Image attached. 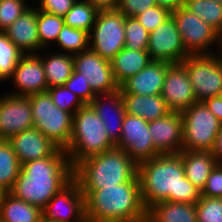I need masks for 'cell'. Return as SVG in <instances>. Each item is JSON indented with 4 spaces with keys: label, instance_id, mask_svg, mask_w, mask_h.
Returning <instances> with one entry per match:
<instances>
[{
    "label": "cell",
    "instance_id": "8d00e7d4",
    "mask_svg": "<svg viewBox=\"0 0 222 222\" xmlns=\"http://www.w3.org/2000/svg\"><path fill=\"white\" fill-rule=\"evenodd\" d=\"M196 211L198 222H222V198L201 196Z\"/></svg>",
    "mask_w": 222,
    "mask_h": 222
},
{
    "label": "cell",
    "instance_id": "f35d334b",
    "mask_svg": "<svg viewBox=\"0 0 222 222\" xmlns=\"http://www.w3.org/2000/svg\"><path fill=\"white\" fill-rule=\"evenodd\" d=\"M171 15L172 12L169 9L155 5L145 12L139 13L135 18L150 33L169 19Z\"/></svg>",
    "mask_w": 222,
    "mask_h": 222
},
{
    "label": "cell",
    "instance_id": "f546056e",
    "mask_svg": "<svg viewBox=\"0 0 222 222\" xmlns=\"http://www.w3.org/2000/svg\"><path fill=\"white\" fill-rule=\"evenodd\" d=\"M184 7L200 17L219 34L222 32V3L212 0H186Z\"/></svg>",
    "mask_w": 222,
    "mask_h": 222
},
{
    "label": "cell",
    "instance_id": "c3c4849f",
    "mask_svg": "<svg viewBox=\"0 0 222 222\" xmlns=\"http://www.w3.org/2000/svg\"><path fill=\"white\" fill-rule=\"evenodd\" d=\"M219 44H221V49H222V32L220 33V40H219ZM222 53V52H221Z\"/></svg>",
    "mask_w": 222,
    "mask_h": 222
},
{
    "label": "cell",
    "instance_id": "bcb514c9",
    "mask_svg": "<svg viewBox=\"0 0 222 222\" xmlns=\"http://www.w3.org/2000/svg\"><path fill=\"white\" fill-rule=\"evenodd\" d=\"M212 154L216 157L217 163L222 164V126L215 137Z\"/></svg>",
    "mask_w": 222,
    "mask_h": 222
},
{
    "label": "cell",
    "instance_id": "8fae6325",
    "mask_svg": "<svg viewBox=\"0 0 222 222\" xmlns=\"http://www.w3.org/2000/svg\"><path fill=\"white\" fill-rule=\"evenodd\" d=\"M74 71L82 74L95 95H106L119 90L111 62L103 59L92 49L73 55Z\"/></svg>",
    "mask_w": 222,
    "mask_h": 222
},
{
    "label": "cell",
    "instance_id": "7a4b0ae2",
    "mask_svg": "<svg viewBox=\"0 0 222 222\" xmlns=\"http://www.w3.org/2000/svg\"><path fill=\"white\" fill-rule=\"evenodd\" d=\"M73 172L69 156L62 150L57 156L22 164L9 193L43 209L73 179Z\"/></svg>",
    "mask_w": 222,
    "mask_h": 222
},
{
    "label": "cell",
    "instance_id": "d6a6232c",
    "mask_svg": "<svg viewBox=\"0 0 222 222\" xmlns=\"http://www.w3.org/2000/svg\"><path fill=\"white\" fill-rule=\"evenodd\" d=\"M64 18L37 9V31L40 45L45 48L49 41H57L64 26Z\"/></svg>",
    "mask_w": 222,
    "mask_h": 222
},
{
    "label": "cell",
    "instance_id": "f5cc1de1",
    "mask_svg": "<svg viewBox=\"0 0 222 222\" xmlns=\"http://www.w3.org/2000/svg\"><path fill=\"white\" fill-rule=\"evenodd\" d=\"M2 194H3V192L0 190V199H1Z\"/></svg>",
    "mask_w": 222,
    "mask_h": 222
},
{
    "label": "cell",
    "instance_id": "681fc988",
    "mask_svg": "<svg viewBox=\"0 0 222 222\" xmlns=\"http://www.w3.org/2000/svg\"><path fill=\"white\" fill-rule=\"evenodd\" d=\"M40 222H54V221H48L47 219H45V218H41V220H40Z\"/></svg>",
    "mask_w": 222,
    "mask_h": 222
},
{
    "label": "cell",
    "instance_id": "3957f363",
    "mask_svg": "<svg viewBox=\"0 0 222 222\" xmlns=\"http://www.w3.org/2000/svg\"><path fill=\"white\" fill-rule=\"evenodd\" d=\"M85 196L86 222H146L140 182L115 187L81 189Z\"/></svg>",
    "mask_w": 222,
    "mask_h": 222
},
{
    "label": "cell",
    "instance_id": "ffe728a7",
    "mask_svg": "<svg viewBox=\"0 0 222 222\" xmlns=\"http://www.w3.org/2000/svg\"><path fill=\"white\" fill-rule=\"evenodd\" d=\"M170 63L151 61L144 69L128 77L119 85L121 93L142 96L161 94Z\"/></svg>",
    "mask_w": 222,
    "mask_h": 222
},
{
    "label": "cell",
    "instance_id": "ee69618b",
    "mask_svg": "<svg viewBox=\"0 0 222 222\" xmlns=\"http://www.w3.org/2000/svg\"><path fill=\"white\" fill-rule=\"evenodd\" d=\"M203 103L222 124V95L210 97L204 100Z\"/></svg>",
    "mask_w": 222,
    "mask_h": 222
},
{
    "label": "cell",
    "instance_id": "277c9868",
    "mask_svg": "<svg viewBox=\"0 0 222 222\" xmlns=\"http://www.w3.org/2000/svg\"><path fill=\"white\" fill-rule=\"evenodd\" d=\"M138 164L125 150L114 148L80 161L73 178L80 189H102L126 182H140Z\"/></svg>",
    "mask_w": 222,
    "mask_h": 222
},
{
    "label": "cell",
    "instance_id": "4316f807",
    "mask_svg": "<svg viewBox=\"0 0 222 222\" xmlns=\"http://www.w3.org/2000/svg\"><path fill=\"white\" fill-rule=\"evenodd\" d=\"M42 209L3 192L0 199V218L7 222H40Z\"/></svg>",
    "mask_w": 222,
    "mask_h": 222
},
{
    "label": "cell",
    "instance_id": "52a82bcc",
    "mask_svg": "<svg viewBox=\"0 0 222 222\" xmlns=\"http://www.w3.org/2000/svg\"><path fill=\"white\" fill-rule=\"evenodd\" d=\"M184 151H212L222 124L203 102L181 112Z\"/></svg>",
    "mask_w": 222,
    "mask_h": 222
},
{
    "label": "cell",
    "instance_id": "4fadbf2b",
    "mask_svg": "<svg viewBox=\"0 0 222 222\" xmlns=\"http://www.w3.org/2000/svg\"><path fill=\"white\" fill-rule=\"evenodd\" d=\"M147 51L152 61L170 64L181 63L190 55L183 45L172 16L149 33Z\"/></svg>",
    "mask_w": 222,
    "mask_h": 222
},
{
    "label": "cell",
    "instance_id": "836d02e7",
    "mask_svg": "<svg viewBox=\"0 0 222 222\" xmlns=\"http://www.w3.org/2000/svg\"><path fill=\"white\" fill-rule=\"evenodd\" d=\"M89 33L72 28L68 25L63 26L61 32L57 37V44L70 53L77 54L82 51L88 50L90 46V37ZM88 46V47H87Z\"/></svg>",
    "mask_w": 222,
    "mask_h": 222
},
{
    "label": "cell",
    "instance_id": "74e56055",
    "mask_svg": "<svg viewBox=\"0 0 222 222\" xmlns=\"http://www.w3.org/2000/svg\"><path fill=\"white\" fill-rule=\"evenodd\" d=\"M25 0H0V31L4 32L20 15L30 7Z\"/></svg>",
    "mask_w": 222,
    "mask_h": 222
},
{
    "label": "cell",
    "instance_id": "7402d4cb",
    "mask_svg": "<svg viewBox=\"0 0 222 222\" xmlns=\"http://www.w3.org/2000/svg\"><path fill=\"white\" fill-rule=\"evenodd\" d=\"M101 97H103L104 99L107 98L108 102L110 101L109 104L111 103L110 105L112 106L109 107H111L114 111V112L112 111L113 112L112 114H114L113 120L116 119V125H115L116 127L113 125L115 121L112 122V119L109 117V114L107 113L109 109L106 110V107L108 105L103 103L104 102L102 101L103 99L100 100ZM90 105L93 107V109L97 112V115L102 120V123L105 127L108 137L116 145L120 140L124 115L126 114L124 101L120 90H117L110 94L100 95V97L99 95H96L93 98ZM105 105L107 106L105 107Z\"/></svg>",
    "mask_w": 222,
    "mask_h": 222
},
{
    "label": "cell",
    "instance_id": "7c38bea8",
    "mask_svg": "<svg viewBox=\"0 0 222 222\" xmlns=\"http://www.w3.org/2000/svg\"><path fill=\"white\" fill-rule=\"evenodd\" d=\"M151 137L149 122L141 117L125 114L120 140L116 144V148L125 150L139 164L160 154L155 149Z\"/></svg>",
    "mask_w": 222,
    "mask_h": 222
},
{
    "label": "cell",
    "instance_id": "83f0119b",
    "mask_svg": "<svg viewBox=\"0 0 222 222\" xmlns=\"http://www.w3.org/2000/svg\"><path fill=\"white\" fill-rule=\"evenodd\" d=\"M43 59L41 57L48 89L63 85L74 70L73 54H53Z\"/></svg>",
    "mask_w": 222,
    "mask_h": 222
},
{
    "label": "cell",
    "instance_id": "603a6c76",
    "mask_svg": "<svg viewBox=\"0 0 222 222\" xmlns=\"http://www.w3.org/2000/svg\"><path fill=\"white\" fill-rule=\"evenodd\" d=\"M121 95L126 114L141 117L147 122L155 121L171 112L161 94L142 96L121 93Z\"/></svg>",
    "mask_w": 222,
    "mask_h": 222
},
{
    "label": "cell",
    "instance_id": "9a60e30c",
    "mask_svg": "<svg viewBox=\"0 0 222 222\" xmlns=\"http://www.w3.org/2000/svg\"><path fill=\"white\" fill-rule=\"evenodd\" d=\"M30 128H33V114L29 96L0 97V140H8Z\"/></svg>",
    "mask_w": 222,
    "mask_h": 222
},
{
    "label": "cell",
    "instance_id": "9c48e42d",
    "mask_svg": "<svg viewBox=\"0 0 222 222\" xmlns=\"http://www.w3.org/2000/svg\"><path fill=\"white\" fill-rule=\"evenodd\" d=\"M125 16L118 10L98 11L89 37L92 49L103 59L111 61L125 48ZM93 34V35H91Z\"/></svg>",
    "mask_w": 222,
    "mask_h": 222
},
{
    "label": "cell",
    "instance_id": "f1b7e54d",
    "mask_svg": "<svg viewBox=\"0 0 222 222\" xmlns=\"http://www.w3.org/2000/svg\"><path fill=\"white\" fill-rule=\"evenodd\" d=\"M21 164L11 144L0 140V190L9 192L19 176Z\"/></svg>",
    "mask_w": 222,
    "mask_h": 222
},
{
    "label": "cell",
    "instance_id": "e0dca14e",
    "mask_svg": "<svg viewBox=\"0 0 222 222\" xmlns=\"http://www.w3.org/2000/svg\"><path fill=\"white\" fill-rule=\"evenodd\" d=\"M7 141L11 144L21 165L29 161L57 156L63 150L34 127L11 136Z\"/></svg>",
    "mask_w": 222,
    "mask_h": 222
},
{
    "label": "cell",
    "instance_id": "f6af8a7d",
    "mask_svg": "<svg viewBox=\"0 0 222 222\" xmlns=\"http://www.w3.org/2000/svg\"><path fill=\"white\" fill-rule=\"evenodd\" d=\"M98 11H107L117 9L119 0H86Z\"/></svg>",
    "mask_w": 222,
    "mask_h": 222
},
{
    "label": "cell",
    "instance_id": "d6986e66",
    "mask_svg": "<svg viewBox=\"0 0 222 222\" xmlns=\"http://www.w3.org/2000/svg\"><path fill=\"white\" fill-rule=\"evenodd\" d=\"M149 133L155 149L160 154H176L182 151L183 129L181 112H170L166 116L149 122Z\"/></svg>",
    "mask_w": 222,
    "mask_h": 222
},
{
    "label": "cell",
    "instance_id": "484cf974",
    "mask_svg": "<svg viewBox=\"0 0 222 222\" xmlns=\"http://www.w3.org/2000/svg\"><path fill=\"white\" fill-rule=\"evenodd\" d=\"M146 222H198L196 205L163 201L147 210Z\"/></svg>",
    "mask_w": 222,
    "mask_h": 222
},
{
    "label": "cell",
    "instance_id": "d590c367",
    "mask_svg": "<svg viewBox=\"0 0 222 222\" xmlns=\"http://www.w3.org/2000/svg\"><path fill=\"white\" fill-rule=\"evenodd\" d=\"M47 92L56 107L73 115L79 108L85 105L76 94L72 93L64 85L49 88Z\"/></svg>",
    "mask_w": 222,
    "mask_h": 222
},
{
    "label": "cell",
    "instance_id": "d4e9b609",
    "mask_svg": "<svg viewBox=\"0 0 222 222\" xmlns=\"http://www.w3.org/2000/svg\"><path fill=\"white\" fill-rule=\"evenodd\" d=\"M151 61L147 50L123 48L110 61L115 81L120 85L128 77L144 69Z\"/></svg>",
    "mask_w": 222,
    "mask_h": 222
},
{
    "label": "cell",
    "instance_id": "5bb4252c",
    "mask_svg": "<svg viewBox=\"0 0 222 222\" xmlns=\"http://www.w3.org/2000/svg\"><path fill=\"white\" fill-rule=\"evenodd\" d=\"M62 206L65 212L61 210ZM42 216L54 222H86L85 196L74 178L47 203ZM73 216L74 220L71 219Z\"/></svg>",
    "mask_w": 222,
    "mask_h": 222
},
{
    "label": "cell",
    "instance_id": "8992f818",
    "mask_svg": "<svg viewBox=\"0 0 222 222\" xmlns=\"http://www.w3.org/2000/svg\"><path fill=\"white\" fill-rule=\"evenodd\" d=\"M33 127L38 129L60 149L66 150L73 129V114L56 107L49 93L29 95Z\"/></svg>",
    "mask_w": 222,
    "mask_h": 222
},
{
    "label": "cell",
    "instance_id": "cb8c5ba5",
    "mask_svg": "<svg viewBox=\"0 0 222 222\" xmlns=\"http://www.w3.org/2000/svg\"><path fill=\"white\" fill-rule=\"evenodd\" d=\"M182 157L186 178L200 191L203 189L212 169L217 165L212 151H184Z\"/></svg>",
    "mask_w": 222,
    "mask_h": 222
},
{
    "label": "cell",
    "instance_id": "44dd1931",
    "mask_svg": "<svg viewBox=\"0 0 222 222\" xmlns=\"http://www.w3.org/2000/svg\"><path fill=\"white\" fill-rule=\"evenodd\" d=\"M4 33L23 54L27 52L28 54H33L37 50L39 51V49H44L40 45L38 37L37 8H29L25 11L4 31Z\"/></svg>",
    "mask_w": 222,
    "mask_h": 222
},
{
    "label": "cell",
    "instance_id": "b9f144b4",
    "mask_svg": "<svg viewBox=\"0 0 222 222\" xmlns=\"http://www.w3.org/2000/svg\"><path fill=\"white\" fill-rule=\"evenodd\" d=\"M155 5H157L156 0H119L117 9L125 17H136Z\"/></svg>",
    "mask_w": 222,
    "mask_h": 222
},
{
    "label": "cell",
    "instance_id": "6da1fadb",
    "mask_svg": "<svg viewBox=\"0 0 222 222\" xmlns=\"http://www.w3.org/2000/svg\"><path fill=\"white\" fill-rule=\"evenodd\" d=\"M137 175L147 210L163 201L196 205L200 200L201 191L186 178L179 153L159 154L139 163Z\"/></svg>",
    "mask_w": 222,
    "mask_h": 222
},
{
    "label": "cell",
    "instance_id": "2e32d148",
    "mask_svg": "<svg viewBox=\"0 0 222 222\" xmlns=\"http://www.w3.org/2000/svg\"><path fill=\"white\" fill-rule=\"evenodd\" d=\"M161 96L171 112H183L197 102L186 69L181 63L167 67Z\"/></svg>",
    "mask_w": 222,
    "mask_h": 222
},
{
    "label": "cell",
    "instance_id": "5b68a950",
    "mask_svg": "<svg viewBox=\"0 0 222 222\" xmlns=\"http://www.w3.org/2000/svg\"><path fill=\"white\" fill-rule=\"evenodd\" d=\"M116 148L110 140L97 112L85 104L73 115V129L69 146L65 150L72 167L80 161Z\"/></svg>",
    "mask_w": 222,
    "mask_h": 222
},
{
    "label": "cell",
    "instance_id": "e575fe53",
    "mask_svg": "<svg viewBox=\"0 0 222 222\" xmlns=\"http://www.w3.org/2000/svg\"><path fill=\"white\" fill-rule=\"evenodd\" d=\"M125 48L131 50H147L149 32L135 17H125Z\"/></svg>",
    "mask_w": 222,
    "mask_h": 222
},
{
    "label": "cell",
    "instance_id": "ba28073f",
    "mask_svg": "<svg viewBox=\"0 0 222 222\" xmlns=\"http://www.w3.org/2000/svg\"><path fill=\"white\" fill-rule=\"evenodd\" d=\"M181 64L186 69L197 102L222 95V64L218 54L189 55Z\"/></svg>",
    "mask_w": 222,
    "mask_h": 222
},
{
    "label": "cell",
    "instance_id": "f907efd6",
    "mask_svg": "<svg viewBox=\"0 0 222 222\" xmlns=\"http://www.w3.org/2000/svg\"><path fill=\"white\" fill-rule=\"evenodd\" d=\"M212 1H216L218 3H222V0H212Z\"/></svg>",
    "mask_w": 222,
    "mask_h": 222
},
{
    "label": "cell",
    "instance_id": "4dcf8cb0",
    "mask_svg": "<svg viewBox=\"0 0 222 222\" xmlns=\"http://www.w3.org/2000/svg\"><path fill=\"white\" fill-rule=\"evenodd\" d=\"M98 10L86 0L76 1L63 17L65 25L91 33Z\"/></svg>",
    "mask_w": 222,
    "mask_h": 222
},
{
    "label": "cell",
    "instance_id": "ab89813d",
    "mask_svg": "<svg viewBox=\"0 0 222 222\" xmlns=\"http://www.w3.org/2000/svg\"><path fill=\"white\" fill-rule=\"evenodd\" d=\"M68 90L76 94L84 104H90L96 96L82 74L73 70L71 77L63 84Z\"/></svg>",
    "mask_w": 222,
    "mask_h": 222
},
{
    "label": "cell",
    "instance_id": "1f68e13d",
    "mask_svg": "<svg viewBox=\"0 0 222 222\" xmlns=\"http://www.w3.org/2000/svg\"><path fill=\"white\" fill-rule=\"evenodd\" d=\"M23 52L0 31V80H7L13 74Z\"/></svg>",
    "mask_w": 222,
    "mask_h": 222
},
{
    "label": "cell",
    "instance_id": "ac0fdd59",
    "mask_svg": "<svg viewBox=\"0 0 222 222\" xmlns=\"http://www.w3.org/2000/svg\"><path fill=\"white\" fill-rule=\"evenodd\" d=\"M11 77L14 78L15 86L18 89L12 95L29 96L46 92L48 89L41 57L36 53L24 54L18 61Z\"/></svg>",
    "mask_w": 222,
    "mask_h": 222
},
{
    "label": "cell",
    "instance_id": "7bdbcfd3",
    "mask_svg": "<svg viewBox=\"0 0 222 222\" xmlns=\"http://www.w3.org/2000/svg\"><path fill=\"white\" fill-rule=\"evenodd\" d=\"M77 0H40V8L45 13L64 17Z\"/></svg>",
    "mask_w": 222,
    "mask_h": 222
},
{
    "label": "cell",
    "instance_id": "60d3db41",
    "mask_svg": "<svg viewBox=\"0 0 222 222\" xmlns=\"http://www.w3.org/2000/svg\"><path fill=\"white\" fill-rule=\"evenodd\" d=\"M201 196L211 198H222V164L212 169L206 183L201 190Z\"/></svg>",
    "mask_w": 222,
    "mask_h": 222
},
{
    "label": "cell",
    "instance_id": "30bf717a",
    "mask_svg": "<svg viewBox=\"0 0 222 222\" xmlns=\"http://www.w3.org/2000/svg\"><path fill=\"white\" fill-rule=\"evenodd\" d=\"M171 16L190 55L211 54L209 46L220 40V34L214 28L184 6L172 11Z\"/></svg>",
    "mask_w": 222,
    "mask_h": 222
},
{
    "label": "cell",
    "instance_id": "816d5d0a",
    "mask_svg": "<svg viewBox=\"0 0 222 222\" xmlns=\"http://www.w3.org/2000/svg\"><path fill=\"white\" fill-rule=\"evenodd\" d=\"M220 62H221V64H222V55H220Z\"/></svg>",
    "mask_w": 222,
    "mask_h": 222
},
{
    "label": "cell",
    "instance_id": "7dc6e473",
    "mask_svg": "<svg viewBox=\"0 0 222 222\" xmlns=\"http://www.w3.org/2000/svg\"><path fill=\"white\" fill-rule=\"evenodd\" d=\"M186 0H156L158 6L169 9L171 12L183 7Z\"/></svg>",
    "mask_w": 222,
    "mask_h": 222
}]
</instances>
